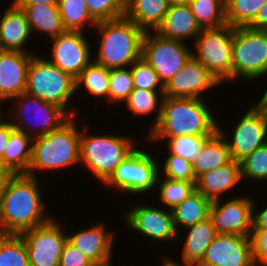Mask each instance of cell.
I'll return each instance as SVG.
<instances>
[{"mask_svg":"<svg viewBox=\"0 0 267 266\" xmlns=\"http://www.w3.org/2000/svg\"><path fill=\"white\" fill-rule=\"evenodd\" d=\"M100 33V46L96 63L107 69L130 67L142 57L145 31L132 20L121 17L98 22L94 28Z\"/></svg>","mask_w":267,"mask_h":266,"instance_id":"3957f363","label":"cell"},{"mask_svg":"<svg viewBox=\"0 0 267 266\" xmlns=\"http://www.w3.org/2000/svg\"><path fill=\"white\" fill-rule=\"evenodd\" d=\"M166 157L165 163L161 167L163 168L161 174L163 173L164 177L171 180L196 182L192 164L189 161L174 154H168Z\"/></svg>","mask_w":267,"mask_h":266,"instance_id":"b9f144b4","label":"cell"},{"mask_svg":"<svg viewBox=\"0 0 267 266\" xmlns=\"http://www.w3.org/2000/svg\"><path fill=\"white\" fill-rule=\"evenodd\" d=\"M211 136L184 135L176 137H147L146 142L166 141L169 154L180 156L191 164ZM168 140V141H167Z\"/></svg>","mask_w":267,"mask_h":266,"instance_id":"836d02e7","label":"cell"},{"mask_svg":"<svg viewBox=\"0 0 267 266\" xmlns=\"http://www.w3.org/2000/svg\"><path fill=\"white\" fill-rule=\"evenodd\" d=\"M84 34L82 31L65 30L50 40L52 53L47 60L74 79L93 61L90 58L91 45Z\"/></svg>","mask_w":267,"mask_h":266,"instance_id":"9a60e30c","label":"cell"},{"mask_svg":"<svg viewBox=\"0 0 267 266\" xmlns=\"http://www.w3.org/2000/svg\"><path fill=\"white\" fill-rule=\"evenodd\" d=\"M167 2L169 6H172V5L182 6V5H189L191 0H167Z\"/></svg>","mask_w":267,"mask_h":266,"instance_id":"816d5d0a","label":"cell"},{"mask_svg":"<svg viewBox=\"0 0 267 266\" xmlns=\"http://www.w3.org/2000/svg\"><path fill=\"white\" fill-rule=\"evenodd\" d=\"M256 206L253 203V222L252 230H267V205L261 212L254 213Z\"/></svg>","mask_w":267,"mask_h":266,"instance_id":"7dc6e473","label":"cell"},{"mask_svg":"<svg viewBox=\"0 0 267 266\" xmlns=\"http://www.w3.org/2000/svg\"><path fill=\"white\" fill-rule=\"evenodd\" d=\"M58 10L65 30L84 32L86 24L95 28L98 23L90 15L86 0H60Z\"/></svg>","mask_w":267,"mask_h":266,"instance_id":"f546056e","label":"cell"},{"mask_svg":"<svg viewBox=\"0 0 267 266\" xmlns=\"http://www.w3.org/2000/svg\"><path fill=\"white\" fill-rule=\"evenodd\" d=\"M237 122L233 132L231 131V142L219 123L218 131L227 139L231 158L240 162L267 143V110L257 104L251 105L248 112Z\"/></svg>","mask_w":267,"mask_h":266,"instance_id":"7c38bea8","label":"cell"},{"mask_svg":"<svg viewBox=\"0 0 267 266\" xmlns=\"http://www.w3.org/2000/svg\"><path fill=\"white\" fill-rule=\"evenodd\" d=\"M220 83L213 75L192 55L168 83L164 85V96L178 98H200L201 93L208 91Z\"/></svg>","mask_w":267,"mask_h":266,"instance_id":"ac0fdd59","label":"cell"},{"mask_svg":"<svg viewBox=\"0 0 267 266\" xmlns=\"http://www.w3.org/2000/svg\"><path fill=\"white\" fill-rule=\"evenodd\" d=\"M256 104L267 110V89L264 91L261 99Z\"/></svg>","mask_w":267,"mask_h":266,"instance_id":"f5cc1de1","label":"cell"},{"mask_svg":"<svg viewBox=\"0 0 267 266\" xmlns=\"http://www.w3.org/2000/svg\"><path fill=\"white\" fill-rule=\"evenodd\" d=\"M206 102L203 98L164 96L159 121L147 136H212L218 130V122Z\"/></svg>","mask_w":267,"mask_h":266,"instance_id":"7a4b0ae2","label":"cell"},{"mask_svg":"<svg viewBox=\"0 0 267 266\" xmlns=\"http://www.w3.org/2000/svg\"><path fill=\"white\" fill-rule=\"evenodd\" d=\"M135 145L136 142L131 136L92 135L88 134L85 128L80 132V163L103 184L136 149Z\"/></svg>","mask_w":267,"mask_h":266,"instance_id":"5b68a950","label":"cell"},{"mask_svg":"<svg viewBox=\"0 0 267 266\" xmlns=\"http://www.w3.org/2000/svg\"><path fill=\"white\" fill-rule=\"evenodd\" d=\"M249 241L253 262L267 265V230H251Z\"/></svg>","mask_w":267,"mask_h":266,"instance_id":"7bdbcfd3","label":"cell"},{"mask_svg":"<svg viewBox=\"0 0 267 266\" xmlns=\"http://www.w3.org/2000/svg\"><path fill=\"white\" fill-rule=\"evenodd\" d=\"M1 51H3V48H2V46H1V42H0V52H1Z\"/></svg>","mask_w":267,"mask_h":266,"instance_id":"9f6ffc18","label":"cell"},{"mask_svg":"<svg viewBox=\"0 0 267 266\" xmlns=\"http://www.w3.org/2000/svg\"><path fill=\"white\" fill-rule=\"evenodd\" d=\"M160 177L162 176L159 174L156 185L160 189L158 190V197H160L163 205L169 207V210H172L196 191L195 182L171 180L166 177L160 181ZM159 181L160 185H158Z\"/></svg>","mask_w":267,"mask_h":266,"instance_id":"8d00e7d4","label":"cell"},{"mask_svg":"<svg viewBox=\"0 0 267 266\" xmlns=\"http://www.w3.org/2000/svg\"><path fill=\"white\" fill-rule=\"evenodd\" d=\"M163 97L164 92L134 88L125 101L126 108H128L133 113L134 117L137 116L138 118L144 115L147 116L156 111V116L152 121V124H150V131L159 121Z\"/></svg>","mask_w":267,"mask_h":266,"instance_id":"4dcf8cb0","label":"cell"},{"mask_svg":"<svg viewBox=\"0 0 267 266\" xmlns=\"http://www.w3.org/2000/svg\"><path fill=\"white\" fill-rule=\"evenodd\" d=\"M0 18V42L3 50L31 53L25 44L32 32L22 8L13 0Z\"/></svg>","mask_w":267,"mask_h":266,"instance_id":"44dd1931","label":"cell"},{"mask_svg":"<svg viewBox=\"0 0 267 266\" xmlns=\"http://www.w3.org/2000/svg\"><path fill=\"white\" fill-rule=\"evenodd\" d=\"M0 266H29L26 245L21 235L0 234Z\"/></svg>","mask_w":267,"mask_h":266,"instance_id":"d590c367","label":"cell"},{"mask_svg":"<svg viewBox=\"0 0 267 266\" xmlns=\"http://www.w3.org/2000/svg\"><path fill=\"white\" fill-rule=\"evenodd\" d=\"M189 7L201 29L219 28L227 24L225 0H191Z\"/></svg>","mask_w":267,"mask_h":266,"instance_id":"d6a6232c","label":"cell"},{"mask_svg":"<svg viewBox=\"0 0 267 266\" xmlns=\"http://www.w3.org/2000/svg\"><path fill=\"white\" fill-rule=\"evenodd\" d=\"M241 180L240 162L232 159L223 166L199 175L196 178L195 186L196 191L213 202L221 199L224 192L233 189Z\"/></svg>","mask_w":267,"mask_h":266,"instance_id":"7402d4cb","label":"cell"},{"mask_svg":"<svg viewBox=\"0 0 267 266\" xmlns=\"http://www.w3.org/2000/svg\"><path fill=\"white\" fill-rule=\"evenodd\" d=\"M59 266H96L88 257L82 254L68 240L64 245L59 260Z\"/></svg>","mask_w":267,"mask_h":266,"instance_id":"ee69618b","label":"cell"},{"mask_svg":"<svg viewBox=\"0 0 267 266\" xmlns=\"http://www.w3.org/2000/svg\"><path fill=\"white\" fill-rule=\"evenodd\" d=\"M253 198L236 196L211 203L209 218L217 234L249 237L253 222Z\"/></svg>","mask_w":267,"mask_h":266,"instance_id":"5bb4252c","label":"cell"},{"mask_svg":"<svg viewBox=\"0 0 267 266\" xmlns=\"http://www.w3.org/2000/svg\"><path fill=\"white\" fill-rule=\"evenodd\" d=\"M104 227V224H96L72 235L67 234L68 241L96 266H111L112 263L114 232H108Z\"/></svg>","mask_w":267,"mask_h":266,"instance_id":"ffe728a7","label":"cell"},{"mask_svg":"<svg viewBox=\"0 0 267 266\" xmlns=\"http://www.w3.org/2000/svg\"><path fill=\"white\" fill-rule=\"evenodd\" d=\"M20 7L26 15L31 32L34 30L53 39L65 31L58 6L41 4Z\"/></svg>","mask_w":267,"mask_h":266,"instance_id":"83f0119b","label":"cell"},{"mask_svg":"<svg viewBox=\"0 0 267 266\" xmlns=\"http://www.w3.org/2000/svg\"><path fill=\"white\" fill-rule=\"evenodd\" d=\"M248 27L257 30H267V3L258 11L255 19Z\"/></svg>","mask_w":267,"mask_h":266,"instance_id":"bcb514c9","label":"cell"},{"mask_svg":"<svg viewBox=\"0 0 267 266\" xmlns=\"http://www.w3.org/2000/svg\"><path fill=\"white\" fill-rule=\"evenodd\" d=\"M267 0H225L226 22L231 27L248 26Z\"/></svg>","mask_w":267,"mask_h":266,"instance_id":"e575fe53","label":"cell"},{"mask_svg":"<svg viewBox=\"0 0 267 266\" xmlns=\"http://www.w3.org/2000/svg\"><path fill=\"white\" fill-rule=\"evenodd\" d=\"M33 138L13 128L3 152V163L12 174H27L31 161Z\"/></svg>","mask_w":267,"mask_h":266,"instance_id":"4316f807","label":"cell"},{"mask_svg":"<svg viewBox=\"0 0 267 266\" xmlns=\"http://www.w3.org/2000/svg\"><path fill=\"white\" fill-rule=\"evenodd\" d=\"M267 75V30L233 27L232 80Z\"/></svg>","mask_w":267,"mask_h":266,"instance_id":"52a82bcc","label":"cell"},{"mask_svg":"<svg viewBox=\"0 0 267 266\" xmlns=\"http://www.w3.org/2000/svg\"><path fill=\"white\" fill-rule=\"evenodd\" d=\"M201 30L189 5H172L155 32L164 38L185 42L191 37L195 40Z\"/></svg>","mask_w":267,"mask_h":266,"instance_id":"603a6c76","label":"cell"},{"mask_svg":"<svg viewBox=\"0 0 267 266\" xmlns=\"http://www.w3.org/2000/svg\"><path fill=\"white\" fill-rule=\"evenodd\" d=\"M11 100H14L13 102L17 101V109L13 114V119L12 115H10L11 119L9 118L8 120L15 129L23 131L32 138L58 130L72 118L62 107L47 103L41 98L34 97L26 92ZM28 111L31 113L28 114ZM27 114L33 117L32 120L35 119V122L32 121L34 124L30 121L31 117H27ZM33 126H36L35 132L31 130V128H34Z\"/></svg>","mask_w":267,"mask_h":266,"instance_id":"9c48e42d","label":"cell"},{"mask_svg":"<svg viewBox=\"0 0 267 266\" xmlns=\"http://www.w3.org/2000/svg\"><path fill=\"white\" fill-rule=\"evenodd\" d=\"M250 266H267V265H263V264H259V263H253Z\"/></svg>","mask_w":267,"mask_h":266,"instance_id":"11a10c76","label":"cell"},{"mask_svg":"<svg viewBox=\"0 0 267 266\" xmlns=\"http://www.w3.org/2000/svg\"><path fill=\"white\" fill-rule=\"evenodd\" d=\"M142 149H135L115 169L103 186L115 188L127 194L148 193L156 188L161 171L156 158ZM148 191V192H147Z\"/></svg>","mask_w":267,"mask_h":266,"instance_id":"30bf717a","label":"cell"},{"mask_svg":"<svg viewBox=\"0 0 267 266\" xmlns=\"http://www.w3.org/2000/svg\"><path fill=\"white\" fill-rule=\"evenodd\" d=\"M185 229L189 231L182 247V263L196 266L217 233L209 217Z\"/></svg>","mask_w":267,"mask_h":266,"instance_id":"d4e9b609","label":"cell"},{"mask_svg":"<svg viewBox=\"0 0 267 266\" xmlns=\"http://www.w3.org/2000/svg\"><path fill=\"white\" fill-rule=\"evenodd\" d=\"M167 0H126L125 17L145 32L156 31L168 11Z\"/></svg>","mask_w":267,"mask_h":266,"instance_id":"cb8c5ba5","label":"cell"},{"mask_svg":"<svg viewBox=\"0 0 267 266\" xmlns=\"http://www.w3.org/2000/svg\"><path fill=\"white\" fill-rule=\"evenodd\" d=\"M1 105H2V104L0 103V120H2V119L4 118V117H2V116H4V115H3V112H2Z\"/></svg>","mask_w":267,"mask_h":266,"instance_id":"db71d44e","label":"cell"},{"mask_svg":"<svg viewBox=\"0 0 267 266\" xmlns=\"http://www.w3.org/2000/svg\"><path fill=\"white\" fill-rule=\"evenodd\" d=\"M125 225L132 228L135 232L143 234L155 242L178 241V232L176 230L171 210L165 211L158 207L139 204L123 215ZM157 240V241H156Z\"/></svg>","mask_w":267,"mask_h":266,"instance_id":"2e32d148","label":"cell"},{"mask_svg":"<svg viewBox=\"0 0 267 266\" xmlns=\"http://www.w3.org/2000/svg\"><path fill=\"white\" fill-rule=\"evenodd\" d=\"M241 176L253 181L267 180V143L240 161Z\"/></svg>","mask_w":267,"mask_h":266,"instance_id":"f35d334b","label":"cell"},{"mask_svg":"<svg viewBox=\"0 0 267 266\" xmlns=\"http://www.w3.org/2000/svg\"><path fill=\"white\" fill-rule=\"evenodd\" d=\"M14 127L7 119L0 120V159L3 161V152L7 146L9 135Z\"/></svg>","mask_w":267,"mask_h":266,"instance_id":"f6af8a7d","label":"cell"},{"mask_svg":"<svg viewBox=\"0 0 267 266\" xmlns=\"http://www.w3.org/2000/svg\"><path fill=\"white\" fill-rule=\"evenodd\" d=\"M109 84V104L125 102L134 89L131 69H110Z\"/></svg>","mask_w":267,"mask_h":266,"instance_id":"74e56055","label":"cell"},{"mask_svg":"<svg viewBox=\"0 0 267 266\" xmlns=\"http://www.w3.org/2000/svg\"><path fill=\"white\" fill-rule=\"evenodd\" d=\"M162 266H195V265H183L182 263L176 262L172 257L164 258Z\"/></svg>","mask_w":267,"mask_h":266,"instance_id":"f907efd6","label":"cell"},{"mask_svg":"<svg viewBox=\"0 0 267 266\" xmlns=\"http://www.w3.org/2000/svg\"><path fill=\"white\" fill-rule=\"evenodd\" d=\"M13 174L10 172V170L4 165L3 161L0 159V194L3 191V188L5 187L8 179Z\"/></svg>","mask_w":267,"mask_h":266,"instance_id":"681fc988","label":"cell"},{"mask_svg":"<svg viewBox=\"0 0 267 266\" xmlns=\"http://www.w3.org/2000/svg\"><path fill=\"white\" fill-rule=\"evenodd\" d=\"M38 177L13 174L0 194V234L20 235L52 218L40 192Z\"/></svg>","mask_w":267,"mask_h":266,"instance_id":"6da1fadb","label":"cell"},{"mask_svg":"<svg viewBox=\"0 0 267 266\" xmlns=\"http://www.w3.org/2000/svg\"><path fill=\"white\" fill-rule=\"evenodd\" d=\"M35 54L3 50L0 52V101H10L26 89L28 67Z\"/></svg>","mask_w":267,"mask_h":266,"instance_id":"d6986e66","label":"cell"},{"mask_svg":"<svg viewBox=\"0 0 267 266\" xmlns=\"http://www.w3.org/2000/svg\"><path fill=\"white\" fill-rule=\"evenodd\" d=\"M131 72L134 88L164 92V85L159 80L157 73L142 57L131 65Z\"/></svg>","mask_w":267,"mask_h":266,"instance_id":"ab89813d","label":"cell"},{"mask_svg":"<svg viewBox=\"0 0 267 266\" xmlns=\"http://www.w3.org/2000/svg\"><path fill=\"white\" fill-rule=\"evenodd\" d=\"M90 15L97 21L115 20L125 16L124 0H86Z\"/></svg>","mask_w":267,"mask_h":266,"instance_id":"60d3db41","label":"cell"},{"mask_svg":"<svg viewBox=\"0 0 267 266\" xmlns=\"http://www.w3.org/2000/svg\"><path fill=\"white\" fill-rule=\"evenodd\" d=\"M59 221L47 223L22 232L29 266H59L60 256L68 238Z\"/></svg>","mask_w":267,"mask_h":266,"instance_id":"4fadbf2b","label":"cell"},{"mask_svg":"<svg viewBox=\"0 0 267 266\" xmlns=\"http://www.w3.org/2000/svg\"><path fill=\"white\" fill-rule=\"evenodd\" d=\"M232 160L227 139L217 130L204 144L192 163L195 178Z\"/></svg>","mask_w":267,"mask_h":266,"instance_id":"484cf974","label":"cell"},{"mask_svg":"<svg viewBox=\"0 0 267 266\" xmlns=\"http://www.w3.org/2000/svg\"><path fill=\"white\" fill-rule=\"evenodd\" d=\"M109 73L110 69L92 61L76 79V90L84 85L88 94L99 97H105L109 103Z\"/></svg>","mask_w":267,"mask_h":266,"instance_id":"1f68e13d","label":"cell"},{"mask_svg":"<svg viewBox=\"0 0 267 266\" xmlns=\"http://www.w3.org/2000/svg\"><path fill=\"white\" fill-rule=\"evenodd\" d=\"M194 50L192 55L220 84L232 81L233 27L226 24L202 29L194 41Z\"/></svg>","mask_w":267,"mask_h":266,"instance_id":"ba28073f","label":"cell"},{"mask_svg":"<svg viewBox=\"0 0 267 266\" xmlns=\"http://www.w3.org/2000/svg\"><path fill=\"white\" fill-rule=\"evenodd\" d=\"M76 91V79L45 57L37 54L32 57L28 67L26 93L62 107L71 117H77V110L67 106Z\"/></svg>","mask_w":267,"mask_h":266,"instance_id":"8992f818","label":"cell"},{"mask_svg":"<svg viewBox=\"0 0 267 266\" xmlns=\"http://www.w3.org/2000/svg\"><path fill=\"white\" fill-rule=\"evenodd\" d=\"M253 263L249 237L217 234L196 266H250Z\"/></svg>","mask_w":267,"mask_h":266,"instance_id":"e0dca14e","label":"cell"},{"mask_svg":"<svg viewBox=\"0 0 267 266\" xmlns=\"http://www.w3.org/2000/svg\"><path fill=\"white\" fill-rule=\"evenodd\" d=\"M19 6H33L41 4H49L58 6L60 0H14Z\"/></svg>","mask_w":267,"mask_h":266,"instance_id":"c3c4849f","label":"cell"},{"mask_svg":"<svg viewBox=\"0 0 267 266\" xmlns=\"http://www.w3.org/2000/svg\"><path fill=\"white\" fill-rule=\"evenodd\" d=\"M72 117L58 130L33 138L31 161L27 175L80 164V132ZM80 130V131H79Z\"/></svg>","mask_w":267,"mask_h":266,"instance_id":"277c9868","label":"cell"},{"mask_svg":"<svg viewBox=\"0 0 267 266\" xmlns=\"http://www.w3.org/2000/svg\"><path fill=\"white\" fill-rule=\"evenodd\" d=\"M211 203L209 199L198 191H195L171 210L173 221L178 232V239L182 236L180 231L182 229H179V227L187 228L209 217Z\"/></svg>","mask_w":267,"mask_h":266,"instance_id":"f1b7e54d","label":"cell"},{"mask_svg":"<svg viewBox=\"0 0 267 266\" xmlns=\"http://www.w3.org/2000/svg\"><path fill=\"white\" fill-rule=\"evenodd\" d=\"M192 53L183 41L164 38L155 31H147L144 35L142 58L154 69L163 85L184 68Z\"/></svg>","mask_w":267,"mask_h":266,"instance_id":"8fae6325","label":"cell"}]
</instances>
